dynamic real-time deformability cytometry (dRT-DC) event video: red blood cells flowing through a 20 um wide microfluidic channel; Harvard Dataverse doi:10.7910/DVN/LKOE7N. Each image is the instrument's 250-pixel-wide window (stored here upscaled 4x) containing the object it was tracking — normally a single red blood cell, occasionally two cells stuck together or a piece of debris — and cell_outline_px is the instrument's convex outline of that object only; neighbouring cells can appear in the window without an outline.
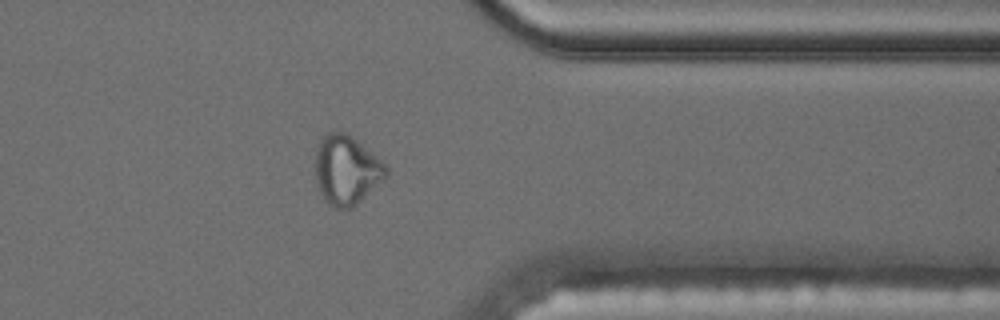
{"species": "common noctule bat (a hibernating species)", "species_latin": "Nyctalus noctula", "temperature_condition": "cold", "stored_images_in_passage": 40, "camera_frame_rate_fps": 3000, "um_per_image_px": 0.085, "animal": {"sex": "male", "body_mass_g": 17.5, "forearm_length_mm": 52.3}, "frame": {"image": 1, "passage_image": 29, "time_ms": 9.333, "image_size_px": [1000, 320], "cell_outline_px": [[388, 176], [352, 208], [336, 208], [328, 204], [324, 200], [316, 184], [316, 148], [320, 140], [328, 132], [344, 132], [352, 136], [372, 152], [388, 168]], "centroid_in_image_um": [29.45, 14.46], "position_along_channel_um": 382.0, "area_um2": 28.5}, "authors_computed_cell_mechanics": {"area_um2": 21.2415, "velocity_mm_per_s": 3.5123, "shape_relaxation_time_tau1_ms": null, "shape_relaxation_time_tau2_ms": 2.2622, "deformation_change_tau1": null, "deformation_change_tau2": 0.0796}}